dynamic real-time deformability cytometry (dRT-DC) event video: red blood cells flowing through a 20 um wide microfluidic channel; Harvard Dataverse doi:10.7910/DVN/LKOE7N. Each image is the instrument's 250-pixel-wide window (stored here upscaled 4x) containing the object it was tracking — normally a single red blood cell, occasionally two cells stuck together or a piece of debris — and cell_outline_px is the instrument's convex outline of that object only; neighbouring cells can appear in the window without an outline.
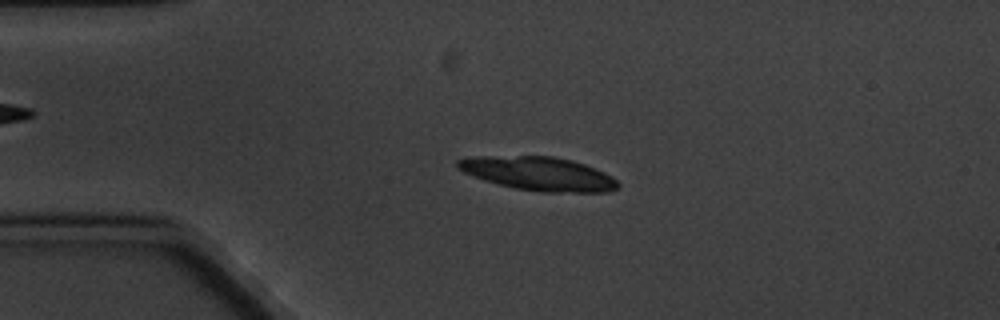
{"species": "common noctule bat (a hibernating species)", "species_latin": "Nyctalus noctula", "temperature_condition": "cold", "stored_images_in_passage": 5, "camera_frame_rate_fps": 3000, "um_per_image_px": 0.085, "animal": {"sex": "male", "body_mass_g": 20.1, "forearm_length_mm": 53.5}, "frame": {"image": 1, "passage_image": 4, "time_ms": 3.667, "image_size_px": [1000, 320], "cell_outline_px": [[620, 184], [616, 188], [608, 192], [540, 192], [516, 188], [484, 180], [464, 172], [456, 168], [456, 160], [480, 156], [552, 156], [572, 160], [584, 164], [604, 172], [612, 176]], "centroid_in_image_um": [45.79, 14.76], "position_along_channel_um": 39.2, "area_um2": 31.27}}